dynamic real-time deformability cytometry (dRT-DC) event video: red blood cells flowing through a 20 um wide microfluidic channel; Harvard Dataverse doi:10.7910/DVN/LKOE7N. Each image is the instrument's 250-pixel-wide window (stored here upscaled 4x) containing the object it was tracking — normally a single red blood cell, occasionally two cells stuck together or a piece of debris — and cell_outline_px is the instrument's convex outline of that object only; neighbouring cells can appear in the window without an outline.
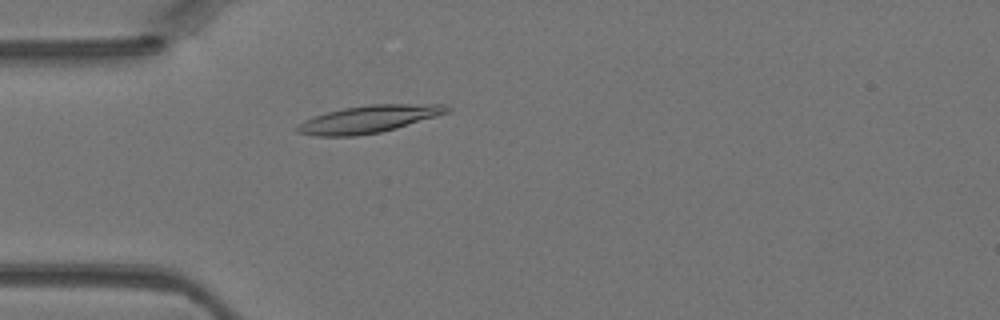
{"species": "Egyptian fruit bat (a non-hibernating species)", "species_latin": "Rousettus aegyptiacus", "temperature_condition": "warm", "stored_images_in_passage": 39, "camera_frame_rate_fps": 3000, "um_per_image_px": 0.085, "animal": {"sex": "female"}, "frame": {"image": 1, "passage_image": 7, "time_ms": 2.0, "image_size_px": [1000, 320], "cell_outline_px": [[452, 108], [448, 112], [436, 116], [396, 128], [380, 132], [356, 136], [316, 136], [296, 132], [296, 128], [304, 120], [328, 112], [344, 108], [372, 104], [444, 104]], "centroid_in_image_um": [31.35, 10.12], "position_along_channel_um": 53.6, "area_um2": 23.58}}
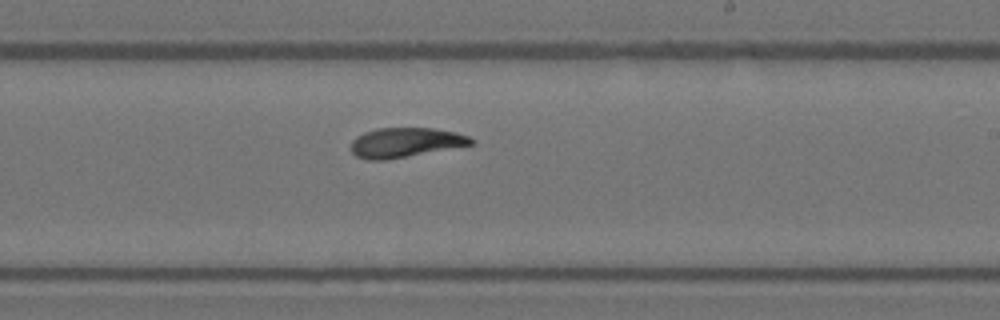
{"frame": {"image": 2, "passage_image": 21, "time_ms": 6.667, "image_size_px": [1000, 320], "cell_outline_px": [[476, 144], [384, 160], [368, 160], [356, 156], [352, 152], [352, 140], [356, 136], [364, 132], [376, 128], [432, 128], [456, 132], [468, 136], [476, 140]], "centroid_in_image_um": [34.48, 12.1], "position_along_channel_um": 254.5, "area_um2": 20.75}}
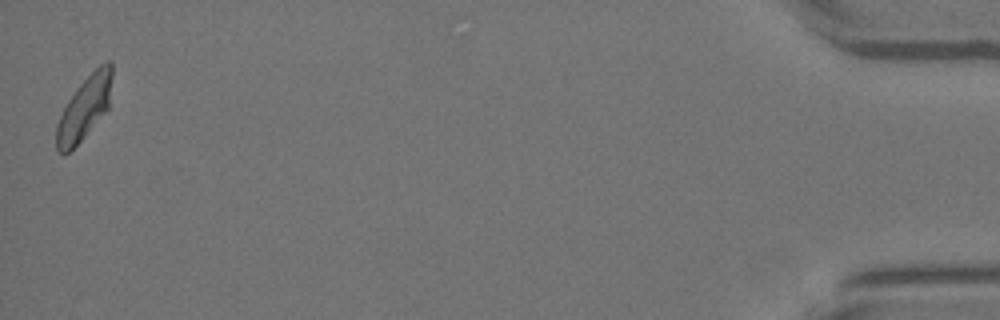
{"frame": {"image": 3, "passage_image": 39, "time_ms": 12.667, "image_size_px": [1000, 320], "cell_outline_px": [[112, 76], [108, 108], [84, 136], [68, 152], [56, 152], [56, 124], [68, 100], [80, 84], [100, 64], [108, 60], [112, 60]], "centroid_in_image_um": [7.18, 9.15], "position_along_channel_um": 428.0, "area_um2": 19.94}}